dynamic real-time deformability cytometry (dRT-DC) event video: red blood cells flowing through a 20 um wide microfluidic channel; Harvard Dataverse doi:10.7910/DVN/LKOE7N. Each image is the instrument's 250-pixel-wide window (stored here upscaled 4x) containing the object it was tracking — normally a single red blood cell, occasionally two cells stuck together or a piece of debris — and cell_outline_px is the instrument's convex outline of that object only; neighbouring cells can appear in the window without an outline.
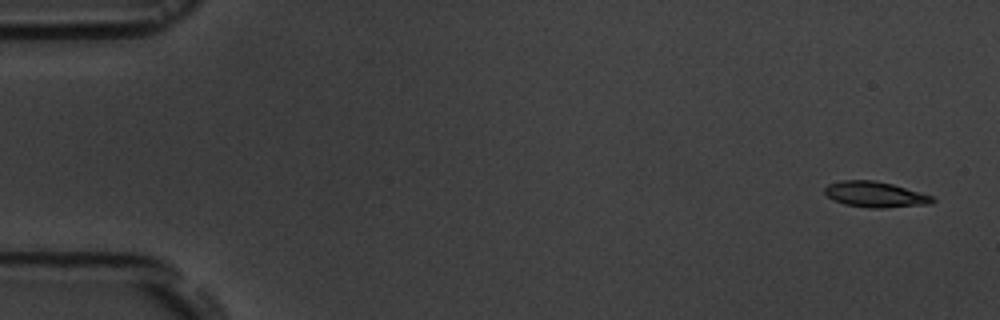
{"species": "common noctule bat (a hibernating species)", "species_latin": "Nyctalus noctula", "temperature_condition": "room temperature", "stored_images_in_passage": 3, "segment_of_instrument_passage": [2, 2], "camera_frame_rate_fps": 3000, "um_per_image_px": 0.085, "animal": {"sex": "male", "body_mass_g": 19.5, "forearm_length_mm": 54.6}, "frame": {"image": 1, "passage_image": 3, "time_ms": 3.0, "image_size_px": [1000, 320], "cell_outline_px": [[936, 200], [932, 204], [884, 208], [868, 208], [844, 204], [832, 200], [824, 192], [824, 188], [828, 184], [840, 180], [876, 180], [892, 184], [936, 196]], "centroid_in_image_um": [74.43, 16.53], "position_along_channel_um": 10.6, "area_um2": 16.47}}